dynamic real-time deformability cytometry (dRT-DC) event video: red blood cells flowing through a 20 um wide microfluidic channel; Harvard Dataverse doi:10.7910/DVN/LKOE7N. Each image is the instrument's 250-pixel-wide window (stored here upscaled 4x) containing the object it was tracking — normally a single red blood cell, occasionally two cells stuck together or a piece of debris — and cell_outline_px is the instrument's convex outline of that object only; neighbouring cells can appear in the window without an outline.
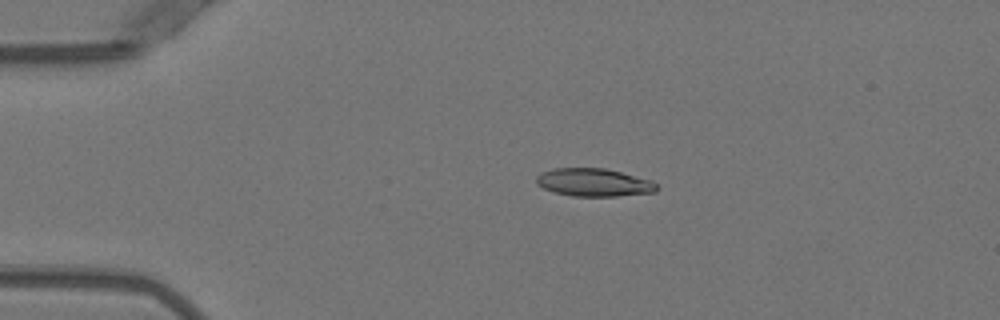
{"species": "Egyptian fruit bat (a non-hibernating species)", "species_latin": "Rousettus aegyptiacus", "temperature_condition": "warm", "stored_images_in_passage": 41, "camera_frame_rate_fps": 3000, "um_per_image_px": 0.085, "animal": {"sex": "female"}, "frame": {"image": 1, "passage_image": 1, "time_ms": 0.0, "image_size_px": [1000, 320], "cell_outline_px": [[660, 188], [656, 192], [616, 196], [572, 196], [552, 192], [536, 184], [536, 176], [540, 172], [556, 168], [604, 168], [652, 180]], "centroid_in_image_um": [50.47, 15.51], "position_along_channel_um": 34.5, "area_um2": 19.71}}
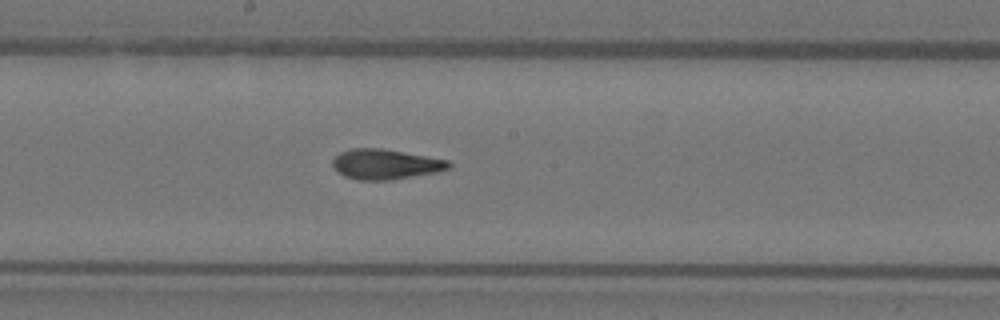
{"frame": {"image": 2, "passage_image": 18, "time_ms": 5.667, "image_size_px": [1000, 320], "cell_outline_px": [[452, 168], [436, 172], [388, 180], [360, 180], [344, 176], [336, 172], [332, 168], [332, 160], [340, 152], [348, 148], [380, 148], [448, 160], [452, 164]], "centroid_in_image_um": [32.72, 13.96], "position_along_channel_um": 215.5, "area_um2": 20.4}}
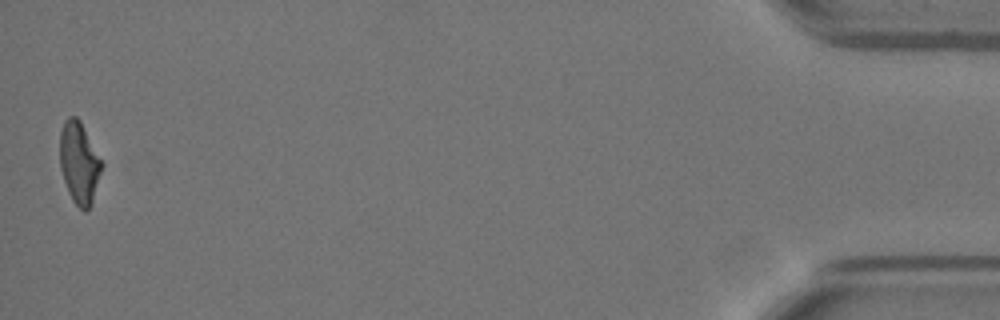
{"frame": {"image": 3, "passage_image": 41, "time_ms": 13.333, "image_size_px": [1000, 320], "cell_outline_px": [[104, 164], [92, 204], [84, 212], [72, 200], [68, 192], [60, 168], [60, 132], [64, 120], [68, 116], [76, 116], [80, 120]], "centroid_in_image_um": [6.74, 13.83], "position_along_channel_um": 428.5, "area_um2": 20.11}, "authors_computed_cell_mechanics": {"area_um2": 20.23, "velocity_mm_per_s": 3.9658, "shape_relaxation_time_tau1_ms": 8.9743, "shape_relaxation_time_tau2_ms": 2.1393, "deformation_change_tau1": 0.2899, "deformation_change_tau2": 0.0967}}